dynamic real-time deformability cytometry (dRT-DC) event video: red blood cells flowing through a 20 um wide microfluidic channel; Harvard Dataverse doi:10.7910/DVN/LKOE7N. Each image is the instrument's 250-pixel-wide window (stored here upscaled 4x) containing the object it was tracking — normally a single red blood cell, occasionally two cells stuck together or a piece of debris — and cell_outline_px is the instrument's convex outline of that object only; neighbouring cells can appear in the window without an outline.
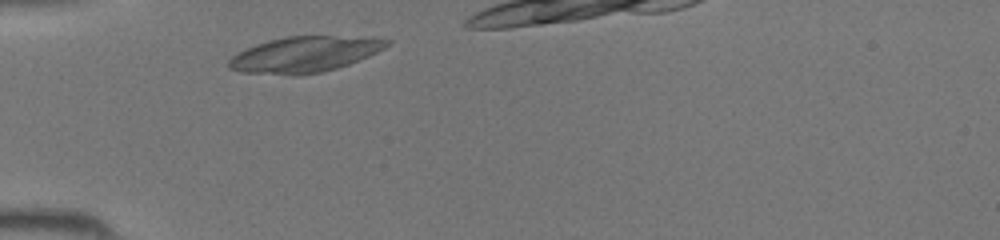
{"species": "common noctule bat (a hibernating species)", "species_latin": "Nyctalus noctula", "temperature_condition": "room temperature", "stored_images_in_passage": 11, "camera_frame_rate_fps": 3000, "um_per_image_px": 0.085, "animal": {"sex": "female", "body_mass_g": 19.5, "forearm_length_mm": 54.1}, "frame": {"image": 1, "passage_image": 2, "time_ms": 0.333, "image_size_px": [1000, 240], "cell_outline_px": [[392, 40], [384, 48], [368, 56], [348, 64], [336, 68], [320, 72], [300, 76], [288, 76], [240, 72], [228, 68], [228, 60], [232, 56], [256, 44], [268, 40], [288, 36], [372, 36]], "centroid_in_image_um": [25.9, 4.63], "position_along_channel_um": 59.1, "area_um2": 33.23}}
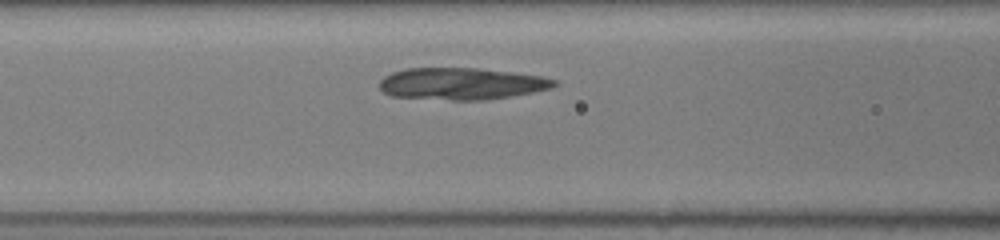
{"frame": {"image": 2, "passage_image": 7, "time_ms": 2.0, "image_size_px": [1000, 240], "cell_outline_px": [[560, 84], [552, 88], [512, 96], [488, 100], [448, 100], [392, 96], [384, 92], [380, 88], [380, 80], [384, 76], [392, 72], [408, 68], [476, 68], [512, 72], [544, 76], [556, 80]], "centroid_in_image_um": [39.26, 7.12], "position_along_channel_um": 127.3, "area_um2": 32.66}}
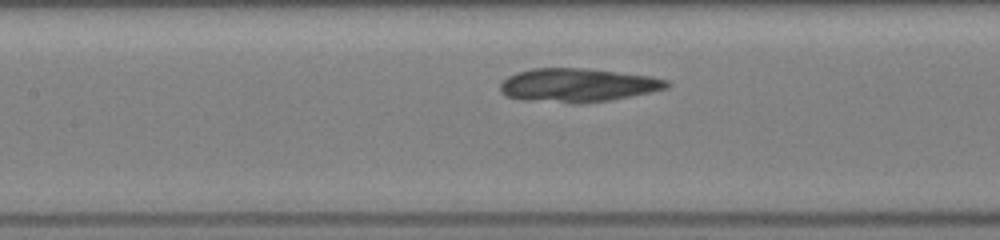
{"frame": {"image": 3, "passage_image": 9, "time_ms": 2.667, "image_size_px": [1000, 240], "cell_outline_px": [[672, 84], [668, 88], [652, 92], [612, 100], [584, 104], [568, 104], [520, 100], [504, 96], [500, 92], [500, 84], [508, 76], [516, 72], [532, 68], [584, 68], [652, 76], [668, 80]], "centroid_in_image_um": [49.09, 7.26], "position_along_channel_um": 158.3, "area_um2": 33.41}}